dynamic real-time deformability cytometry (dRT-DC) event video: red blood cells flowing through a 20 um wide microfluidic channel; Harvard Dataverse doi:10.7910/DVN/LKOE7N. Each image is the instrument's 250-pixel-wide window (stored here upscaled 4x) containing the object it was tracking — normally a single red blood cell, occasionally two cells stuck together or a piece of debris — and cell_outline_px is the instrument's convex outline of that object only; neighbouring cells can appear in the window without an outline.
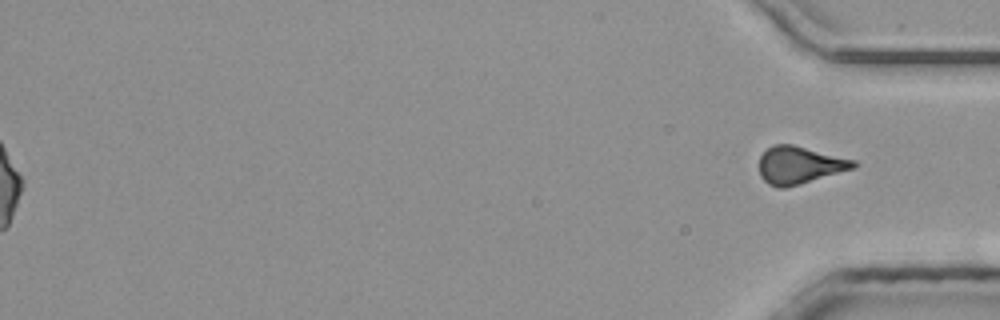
{"species": "common noctule bat (a hibernating species)", "species_latin": "Nyctalus noctula", "temperature_condition": "room temperature", "stored_images_in_passage": 46, "segment_of_instrument_passage": [2, 2], "camera_frame_rate_fps": 3000, "um_per_image_px": 0.085, "animal": {"sex": "male", "body_mass_g": 20.4}, "frame": {"image": 1, "passage_image": 46, "time_ms": 15.0, "image_size_px": [1000, 320], "cell_outline_px": [[860, 164], [852, 168], [800, 184], [784, 188], [776, 188], [768, 184], [760, 176], [760, 156], [772, 144], [792, 144], [856, 160]], "centroid_in_image_um": [67.94, 14.03], "position_along_channel_um": 367.3, "area_um2": 20.46}}